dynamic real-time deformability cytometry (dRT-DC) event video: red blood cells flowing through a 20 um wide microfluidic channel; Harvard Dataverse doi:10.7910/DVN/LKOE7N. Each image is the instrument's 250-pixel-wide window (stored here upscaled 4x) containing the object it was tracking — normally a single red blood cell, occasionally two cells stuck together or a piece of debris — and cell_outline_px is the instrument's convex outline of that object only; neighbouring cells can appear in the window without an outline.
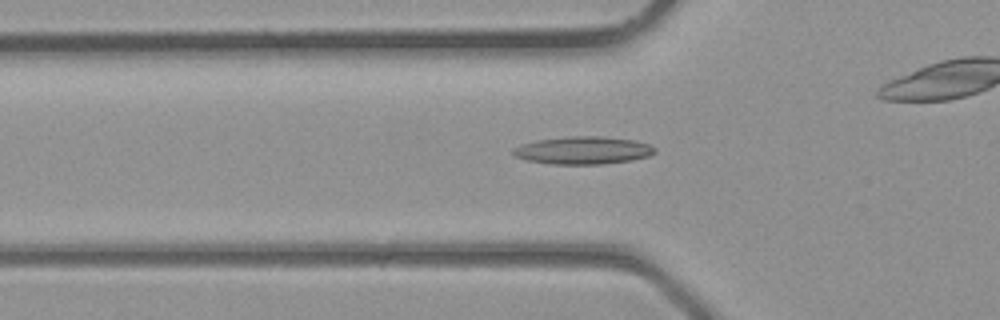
{"species": "common noctule bat (a hibernating species)", "species_latin": "Nyctalus noctula", "temperature_condition": "room temperature", "stored_images_in_passage": 31, "camera_frame_rate_fps": 3000, "um_per_image_px": 0.085, "animal": {"sex": "male", "body_mass_g": 23.1, "forearm_length_mm": 52.7}, "frame": {"image": 1, "passage_image": 8, "time_ms": 2.333, "image_size_px": [1000, 320], "cell_outline_px": [[656, 152], [648, 156], [632, 160], [604, 164], [552, 164], [528, 160], [516, 156], [512, 152], [512, 148], [536, 140], [572, 136], [604, 136], [636, 140], [648, 144], [656, 148]], "centroid_in_image_um": [49.6, 12.77], "position_along_channel_um": 76.2, "area_um2": 22.83}}
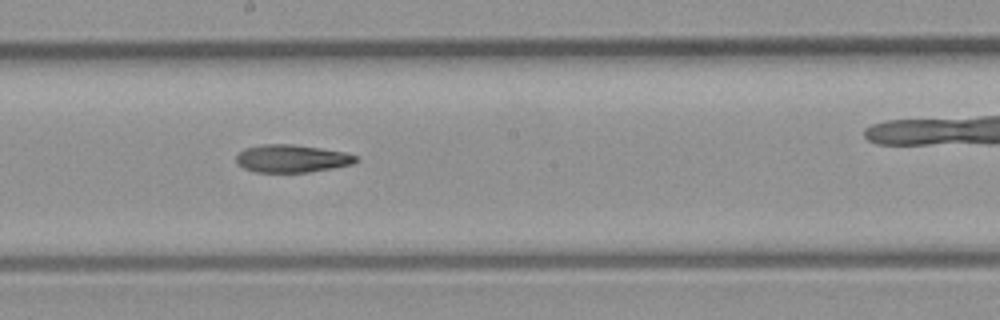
{"frame": {"image": 2, "passage_image": 16, "time_ms": 5.0, "image_size_px": [1000, 320], "cell_outline_px": [[360, 160], [352, 164], [332, 168], [308, 172], [256, 172], [244, 168], [236, 164], [236, 156], [244, 148], [264, 144], [292, 144], [320, 148], [344, 152], [356, 156]], "centroid_in_image_um": [24.79, 13.47], "position_along_channel_um": 223.4, "area_um2": 19.31}}
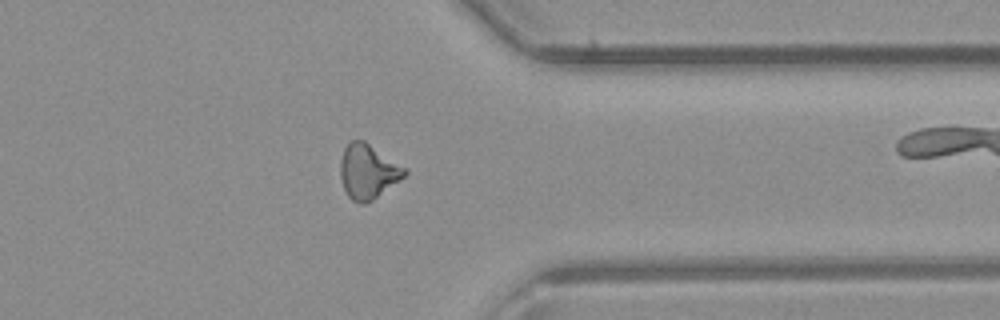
{"frame": {"image": 3, "passage_image": 25, "time_ms": 8.0, "image_size_px": [1000, 320], "cell_outline_px": [[408, 172], [404, 176], [372, 200], [364, 204], [360, 204], [352, 200], [348, 196], [344, 188], [340, 176], [340, 164], [344, 148], [352, 140], [364, 140], [404, 168]], "centroid_in_image_um": [31.23, 14.59], "position_along_channel_um": 380.2, "area_um2": 19.88}}